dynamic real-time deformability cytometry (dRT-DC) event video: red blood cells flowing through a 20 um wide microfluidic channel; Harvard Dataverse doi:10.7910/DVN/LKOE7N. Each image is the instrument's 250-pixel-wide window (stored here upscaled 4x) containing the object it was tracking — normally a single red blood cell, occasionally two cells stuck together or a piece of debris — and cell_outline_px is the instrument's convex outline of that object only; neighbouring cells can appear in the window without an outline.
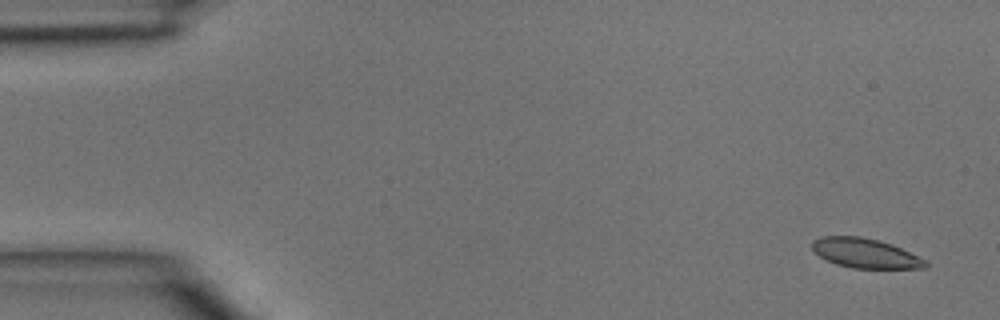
{"species": "common noctule bat (a hibernating species)", "species_latin": "Nyctalus noctula", "temperature_condition": "room temperature", "stored_images_in_passage": 4, "camera_frame_rate_fps": 3000, "um_per_image_px": 0.085, "animal": {"sex": "male", "body_mass_g": 15.6}, "frame": {"image": 1, "passage_image": 1, "time_ms": 0.0, "image_size_px": [1000, 320], "cell_outline_px": [[928, 268], [852, 268], [836, 264], [820, 256], [812, 248], [812, 240], [820, 236], [860, 236], [880, 240], [892, 244], [924, 260], [928, 264]], "centroid_in_image_um": [73.52, 21.51], "position_along_channel_um": 11.5, "area_um2": 19.36}}
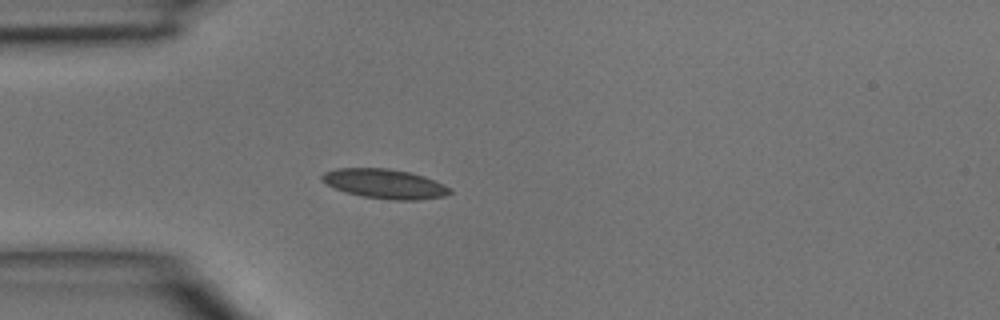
{"frame": {"image": 2, "passage_image": 4, "time_ms": 1.0, "image_size_px": [1000, 320], "cell_outline_px": [[452, 192], [444, 196], [416, 200], [396, 200], [360, 196], [344, 192], [320, 180], [320, 176], [324, 172], [336, 168], [388, 168], [408, 172], [424, 176], [444, 184], [452, 188]], "centroid_in_image_um": [32.7, 15.62], "position_along_channel_um": 52.3, "area_um2": 22.02}}